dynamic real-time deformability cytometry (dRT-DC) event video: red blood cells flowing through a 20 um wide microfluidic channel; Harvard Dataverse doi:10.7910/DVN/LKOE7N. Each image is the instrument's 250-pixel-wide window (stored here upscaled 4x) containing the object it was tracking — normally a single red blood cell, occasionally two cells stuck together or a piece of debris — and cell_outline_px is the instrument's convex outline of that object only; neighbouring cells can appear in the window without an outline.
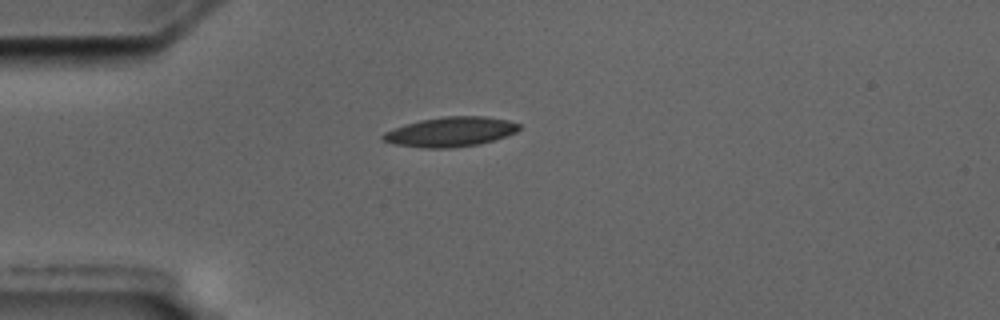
{"species": "common noctule bat (a hibernating species)", "species_latin": "Nyctalus noctula", "temperature_condition": "cold", "stored_images_in_passage": 8, "camera_frame_rate_fps": 3000, "um_per_image_px": 0.085, "animal": {"sex": "male", "body_mass_g": 17.5, "forearm_length_mm": 52.3}, "frame": {"image": 1, "passage_image": 1, "time_ms": 0.0, "image_size_px": [1000, 320], "cell_outline_px": [[520, 128], [516, 132], [480, 144], [452, 148], [424, 148], [396, 144], [384, 140], [380, 136], [384, 132], [404, 124], [420, 120], [444, 116], [484, 116], [508, 120], [520, 124]], "centroid_in_image_um": [38.28, 11.2], "position_along_channel_um": 46.7, "area_um2": 23.47}}
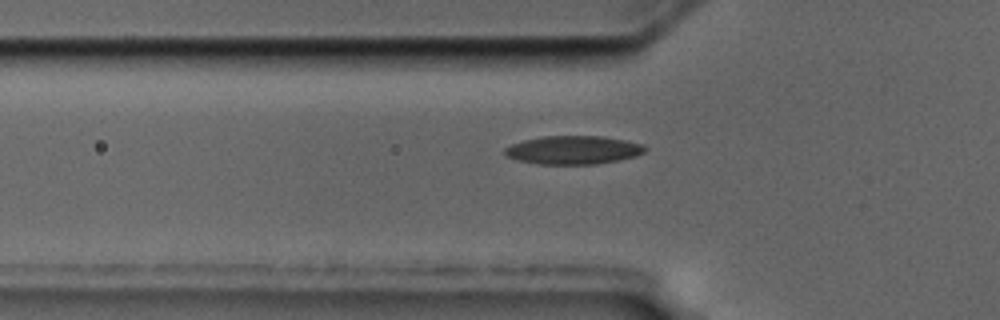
{"frame": {"image": 2, "passage_image": 5, "time_ms": 1.333, "image_size_px": [1000, 320], "cell_outline_px": [[648, 148], [644, 152], [636, 156], [596, 164], [540, 164], [520, 160], [504, 156], [504, 148], [512, 144], [524, 140], [544, 136], [604, 136], [628, 140], [644, 144]], "centroid_in_image_um": [48.76, 12.74], "position_along_channel_um": 77.0, "area_um2": 23.29}}